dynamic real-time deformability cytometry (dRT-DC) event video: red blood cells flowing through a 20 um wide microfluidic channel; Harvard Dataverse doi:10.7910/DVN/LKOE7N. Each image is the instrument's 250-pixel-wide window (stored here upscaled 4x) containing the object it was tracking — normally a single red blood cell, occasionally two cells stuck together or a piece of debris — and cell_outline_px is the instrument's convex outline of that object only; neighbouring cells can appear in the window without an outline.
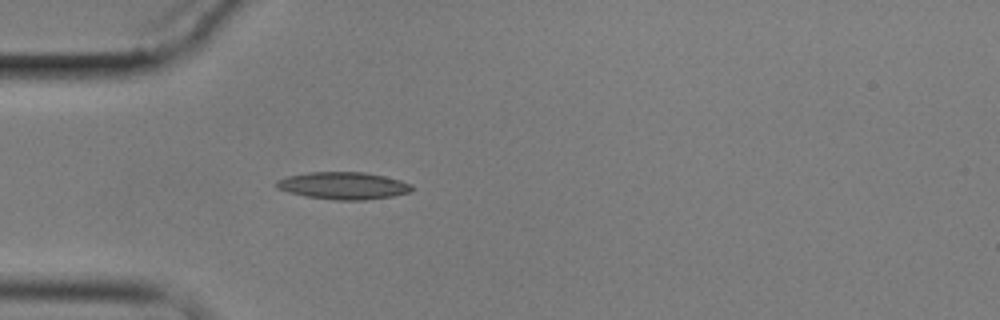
{"species": "common noctule bat (a hibernating species)", "species_latin": "Nyctalus noctula", "temperature_condition": "cold", "stored_images_in_passage": 2, "camera_frame_rate_fps": 3000, "um_per_image_px": 0.085, "animal": {"sex": "male", "body_mass_g": 17.9}, "frame": {"image": 1, "passage_image": 2, "time_ms": 1.0, "image_size_px": [1000, 320], "cell_outline_px": [[412, 192], [392, 196], [364, 200], [336, 200], [308, 196], [288, 192], [276, 188], [276, 180], [288, 176], [308, 172], [364, 172], [384, 176], [400, 180], [412, 184]], "centroid_in_image_um": [29.19, 15.78], "position_along_channel_um": 55.8, "area_um2": 21.44}}